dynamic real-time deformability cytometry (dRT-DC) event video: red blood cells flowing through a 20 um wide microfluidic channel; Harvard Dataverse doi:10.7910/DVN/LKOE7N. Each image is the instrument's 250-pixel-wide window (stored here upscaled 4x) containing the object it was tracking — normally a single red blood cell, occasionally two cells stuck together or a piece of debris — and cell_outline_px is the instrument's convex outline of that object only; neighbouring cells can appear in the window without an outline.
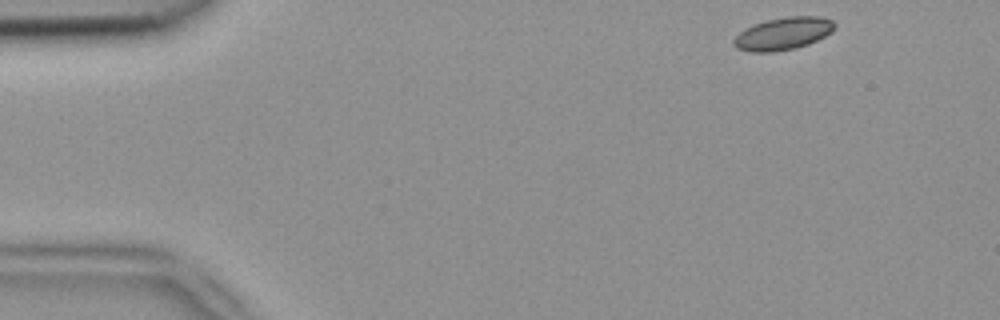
{"species": "common noctule bat (a hibernating species)", "species_latin": "Nyctalus noctula", "temperature_condition": "room temperature", "stored_images_in_passage": 48, "camera_frame_rate_fps": 3000, "um_per_image_px": 0.085, "animal": {"sex": "female", "body_mass_g": 18.4}, "frame": {"image": 1, "passage_image": 1, "time_ms": 0.0, "image_size_px": [1000, 320], "cell_outline_px": [[836, 28], [832, 32], [808, 44], [796, 48], [772, 52], [748, 52], [736, 48], [732, 44], [732, 40], [744, 28], [768, 20], [788, 16], [820, 16], [832, 20], [836, 24]], "centroid_in_image_um": [66.56, 2.86], "position_along_channel_um": 18.4, "area_um2": 19.19}}
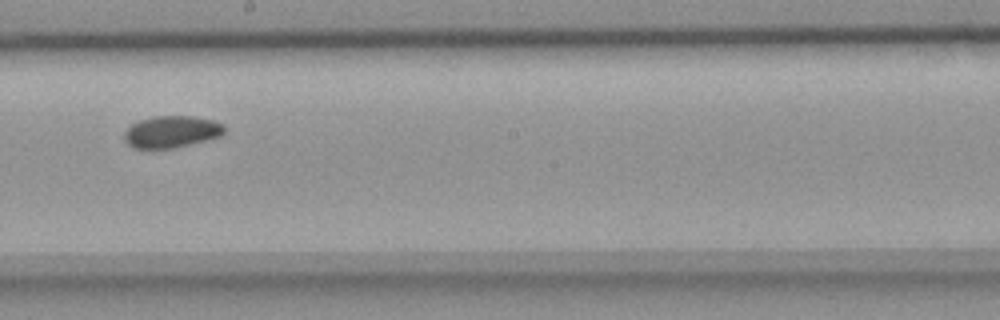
{"frame": {"image": 2, "passage_image": 25, "time_ms": 8.0, "image_size_px": [1000, 320], "cell_outline_px": [[224, 132], [220, 136], [172, 148], [132, 148], [124, 140], [124, 132], [132, 124], [140, 120], [152, 116], [192, 116], [216, 120], [224, 124]], "centroid_in_image_um": [14.57, 11.18], "position_along_channel_um": 233.6, "area_um2": 18.5}}
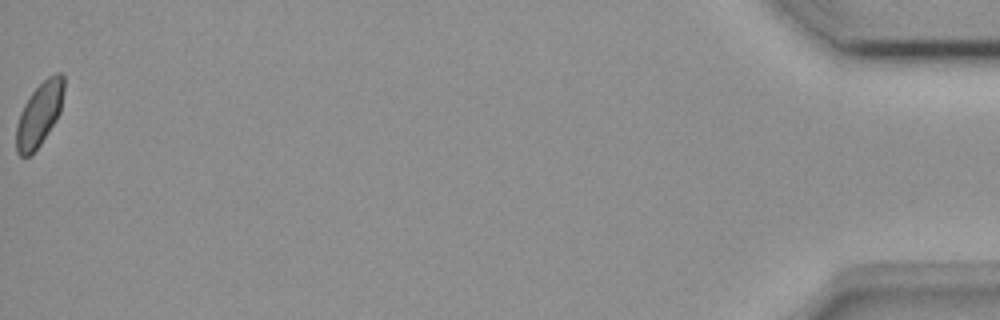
{"frame": {"image": 3, "passage_image": 48, "time_ms": 15.667, "image_size_px": [1000, 320], "cell_outline_px": [[64, 88], [60, 112], [56, 120], [40, 144], [28, 156], [20, 156], [16, 152], [16, 124], [20, 112], [24, 104], [32, 92], [48, 76], [56, 72], [60, 72], [64, 76]], "centroid_in_image_um": [3.34, 9.69], "position_along_channel_um": 431.9, "area_um2": 17.57}, "authors_computed_cell_mechanics": {"area_um2": 18.496, "velocity_mm_per_s": 3.876, "shape_relaxation_time_tau1_ms": null, "shape_relaxation_time_tau2_ms": 4.3325, "deformation_change_tau1": null, "deformation_change_tau2": 0.0662}}